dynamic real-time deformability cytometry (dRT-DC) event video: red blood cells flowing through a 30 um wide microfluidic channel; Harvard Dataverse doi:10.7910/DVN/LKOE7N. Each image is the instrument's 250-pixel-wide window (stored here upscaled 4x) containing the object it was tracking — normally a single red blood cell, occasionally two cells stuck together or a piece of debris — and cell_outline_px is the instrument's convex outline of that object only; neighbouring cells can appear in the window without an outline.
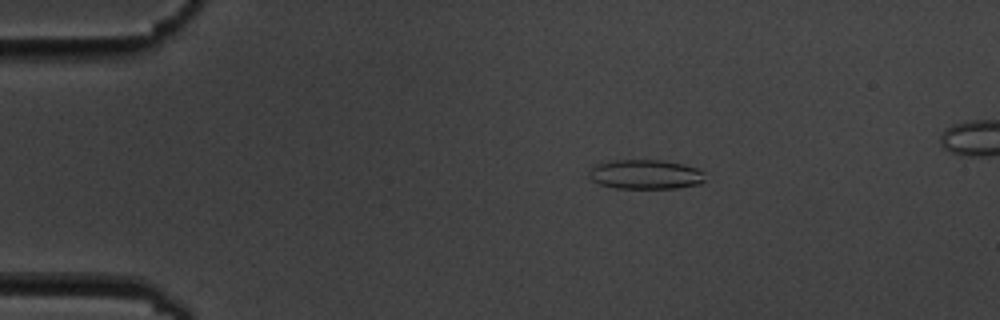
{"species": "common noctule bat (a hibernating species)", "species_latin": "Nyctalus noctula", "temperature_condition": "cold", "stored_images_in_passage": 4, "camera_frame_rate_fps": 3000, "um_per_image_px": 0.085, "animal": {"sex": "male", "body_mass_g": 19.5, "forearm_length_mm": 54.6}, "frame": {"image": 1, "passage_image": 2, "time_ms": 1.333, "image_size_px": [1000, 320], "cell_outline_px": [[704, 180], [700, 184], [676, 188], [616, 188], [600, 184], [592, 180], [588, 176], [588, 172], [596, 164], [612, 160], [664, 160], [684, 164], [696, 168], [704, 172]], "centroid_in_image_um": [54.86, 14.82], "position_along_channel_um": 30.1, "area_um2": 20.0}}